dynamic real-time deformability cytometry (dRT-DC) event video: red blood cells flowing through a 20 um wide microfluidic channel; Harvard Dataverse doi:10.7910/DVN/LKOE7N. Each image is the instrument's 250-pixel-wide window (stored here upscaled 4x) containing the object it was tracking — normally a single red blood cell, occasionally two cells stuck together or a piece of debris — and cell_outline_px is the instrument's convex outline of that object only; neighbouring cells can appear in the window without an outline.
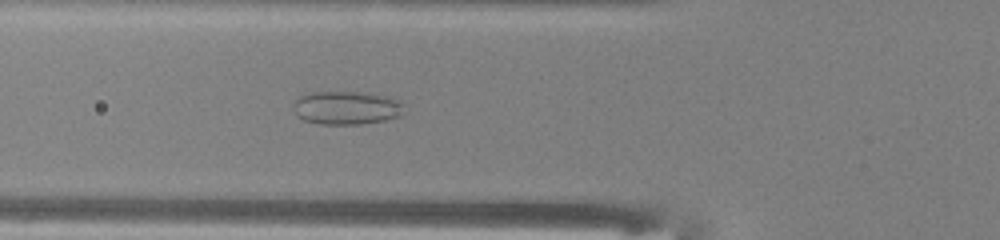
{"species": "common noctule bat (a hibernating species)", "species_latin": "Nyctalus noctula", "temperature_condition": "warm", "stored_images_in_passage": 50, "camera_frame_rate_fps": 3000, "um_per_image_px": 0.085, "animal": {"sex": "male", "body_mass_g": 13.0, "forearm_length_mm": 53.1}, "frame": {"image": 1, "passage_image": 18, "time_ms": 5.667, "image_size_px": [1000, 240], "cell_outline_px": [[404, 112], [400, 116], [384, 120], [360, 124], [320, 124], [304, 120], [296, 116], [292, 108], [292, 104], [300, 96], [308, 92], [368, 92], [388, 96], [400, 100], [404, 104]], "centroid_in_image_um": [29.46, 9.15], "position_along_channel_um": 96.3, "area_um2": 21.96}}
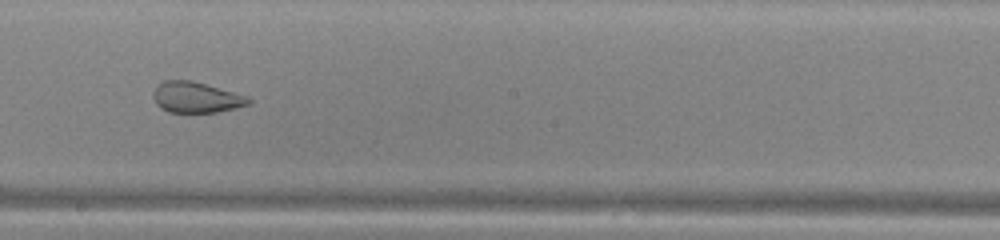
{"frame": {"image": 2, "passage_image": 28, "time_ms": 9.0, "image_size_px": [1000, 240], "cell_outline_px": [[252, 104], [236, 108], [216, 112], [168, 112], [160, 108], [156, 104], [152, 96], [152, 92], [156, 84], [164, 80], [192, 80], [248, 96], [252, 100]], "centroid_in_image_um": [16.65, 8.27], "position_along_channel_um": 231.5, "area_um2": 17.4}}
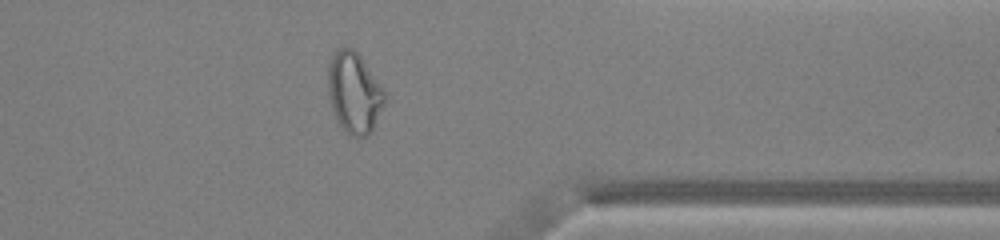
{"frame": {"image": 3, "passage_image": 40, "time_ms": 13.0, "image_size_px": [1000, 240], "cell_outline_px": [[384, 104], [372, 132], [368, 136], [352, 136], [340, 128], [336, 120], [328, 96], [328, 64], [336, 48], [352, 48], [360, 56], [384, 92]], "centroid_in_image_um": [30.07, 7.91], "position_along_channel_um": 381.3, "area_um2": 26.47}, "authors_computed_cell_mechanics": {"area_um2": 26.3568, "velocity_mm_per_s": 4.052, "shape_relaxation_time_tau1_ms": null, "shape_relaxation_time_tau2_ms": 1.0505, "deformation_change_tau1": null, "deformation_change_tau2": 0.0809}}